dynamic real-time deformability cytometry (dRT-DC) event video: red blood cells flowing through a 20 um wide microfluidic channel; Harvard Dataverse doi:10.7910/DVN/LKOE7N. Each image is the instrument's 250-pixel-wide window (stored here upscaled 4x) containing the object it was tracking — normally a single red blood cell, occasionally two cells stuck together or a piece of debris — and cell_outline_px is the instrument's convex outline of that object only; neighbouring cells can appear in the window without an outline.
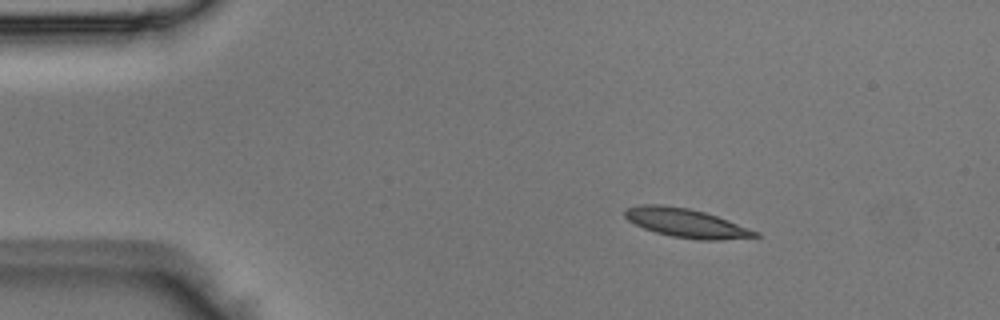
{"species": "Egyptian fruit bat (a non-hibernating species)", "species_latin": "Rousettus aegyptiacus", "temperature_condition": "room temperature", "stored_images_in_passage": 43, "camera_frame_rate_fps": 3000, "um_per_image_px": 0.085, "animal": {"sex": "male"}, "frame": {"image": 1, "passage_image": 1, "time_ms": 0.0, "image_size_px": [1000, 320], "cell_outline_px": [[760, 236], [720, 240], [700, 240], [672, 236], [656, 232], [644, 228], [628, 220], [624, 216], [624, 212], [628, 208], [640, 204], [664, 204], [688, 208], [704, 212], [728, 220], [760, 232]], "centroid_in_image_um": [58.33, 18.95], "position_along_channel_um": 26.7, "area_um2": 21.79}}
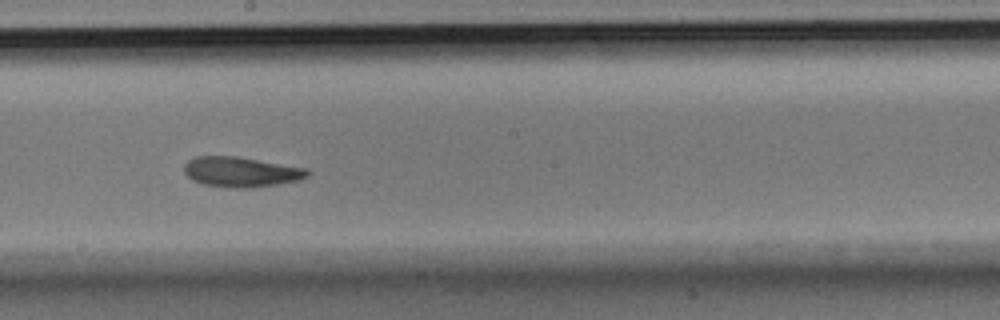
{"frame": {"image": 2, "passage_image": 21, "time_ms": 6.667, "image_size_px": [1000, 320], "cell_outline_px": [[312, 172], [308, 176], [300, 180], [252, 188], [228, 188], [204, 184], [192, 180], [184, 172], [184, 164], [188, 160], [196, 156], [236, 156], [308, 168]], "centroid_in_image_um": [20.51, 14.61], "position_along_channel_um": 227.7, "area_um2": 21.85}}
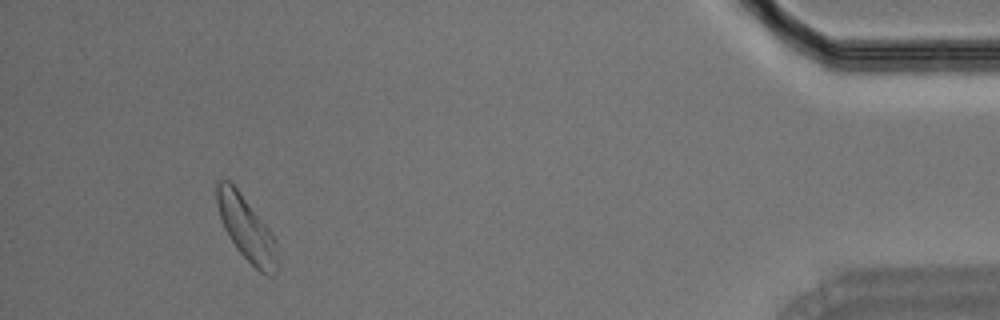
{"frame": {"image": 3, "passage_image": 40, "time_ms": 13.0, "image_size_px": [1000, 320], "cell_outline_px": [[276, 268], [272, 276], [268, 276], [260, 272], [236, 248], [228, 236], [224, 228], [216, 204], [216, 180], [228, 180], [240, 192], [272, 232], [276, 240]], "centroid_in_image_um": [20.92, 19.4], "position_along_channel_um": 414.3, "area_um2": 22.37}}